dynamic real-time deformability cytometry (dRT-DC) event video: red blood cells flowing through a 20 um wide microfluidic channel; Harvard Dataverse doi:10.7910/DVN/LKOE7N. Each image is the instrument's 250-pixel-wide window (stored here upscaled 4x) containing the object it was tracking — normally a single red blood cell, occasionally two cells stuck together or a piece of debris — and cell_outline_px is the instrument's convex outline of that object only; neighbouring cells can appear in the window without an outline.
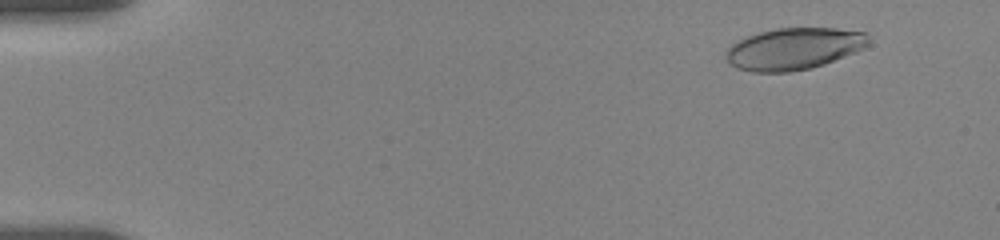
{"species": "human", "species_latin": "Homo sapiens", "temperature_condition": "room temperature", "stored_images_in_passage": 33, "camera_frame_rate_fps": 3000, "um_per_image_px": 0.085, "donor": {"sex": "female"}, "frame": {"image": 1, "passage_image": 8, "time_ms": 1.667, "image_size_px": [1000, 240], "cell_outline_px": [[872, 44], [856, 52], [824, 64], [812, 68], [788, 72], [752, 72], [736, 68], [728, 64], [728, 48], [736, 40], [760, 32], [776, 28], [836, 28], [864, 32], [868, 36]], "centroid_in_image_um": [67.51, 4.14], "position_along_channel_um": 17.5, "area_um2": 34.85}}
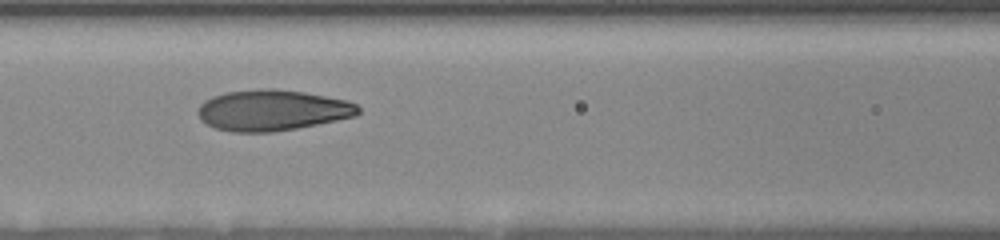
{"frame": {"image": 2, "passage_image": 24, "time_ms": 8.333, "image_size_px": [1000, 240], "cell_outline_px": [[360, 112], [356, 116], [296, 128], [272, 132], [232, 132], [216, 128], [200, 120], [196, 112], [200, 104], [204, 100], [212, 96], [224, 92], [260, 88], [276, 88], [304, 92], [348, 100], [356, 104], [360, 108]], "centroid_in_image_um": [23.12, 9.36], "position_along_channel_um": 143.5, "area_um2": 38.44}}
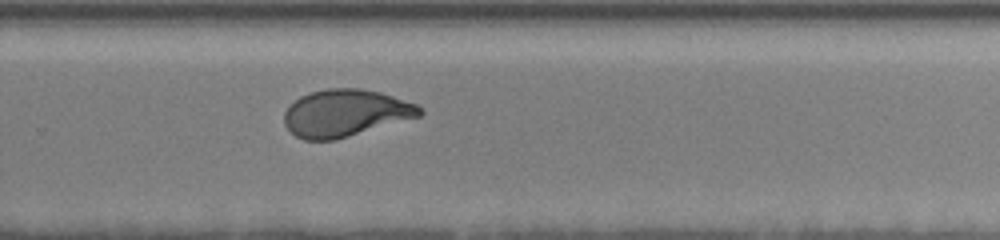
{"frame": {"image": 3, "passage_image": 33, "time_ms": 12.667, "image_size_px": [1000, 240], "cell_outline_px": [[424, 112], [420, 116], [336, 140], [304, 140], [296, 136], [284, 124], [284, 112], [300, 96], [312, 92], [328, 88], [360, 88], [380, 92], [416, 104]], "centroid_in_image_um": [29.35, 9.61], "position_along_channel_um": 300.4, "area_um2": 36.93}}